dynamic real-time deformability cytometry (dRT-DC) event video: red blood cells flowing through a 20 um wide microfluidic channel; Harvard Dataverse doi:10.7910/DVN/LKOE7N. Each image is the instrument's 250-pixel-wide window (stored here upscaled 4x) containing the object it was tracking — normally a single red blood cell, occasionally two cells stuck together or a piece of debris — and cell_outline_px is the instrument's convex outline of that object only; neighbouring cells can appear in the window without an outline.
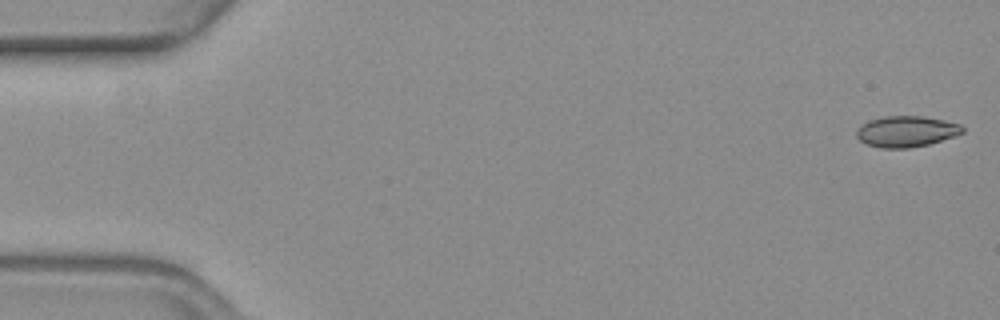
{"species": "common noctule bat (a hibernating species)", "species_latin": "Nyctalus noctula", "temperature_condition": "warm", "stored_images_in_passage": 56, "camera_frame_rate_fps": 3000, "um_per_image_px": 0.085, "animal": {"sex": "female", "body_mass_g": 19.3, "forearm_length_mm": 54.1}, "frame": {"image": 1, "passage_image": 1, "time_ms": 0.0, "image_size_px": [1000, 320], "cell_outline_px": [[964, 132], [928, 144], [908, 148], [880, 148], [868, 144], [860, 140], [856, 136], [856, 128], [860, 124], [868, 120], [884, 116], [924, 116], [944, 120], [960, 124], [964, 128]], "centroid_in_image_um": [76.99, 11.16], "position_along_channel_um": 8.0, "area_um2": 19.13}}
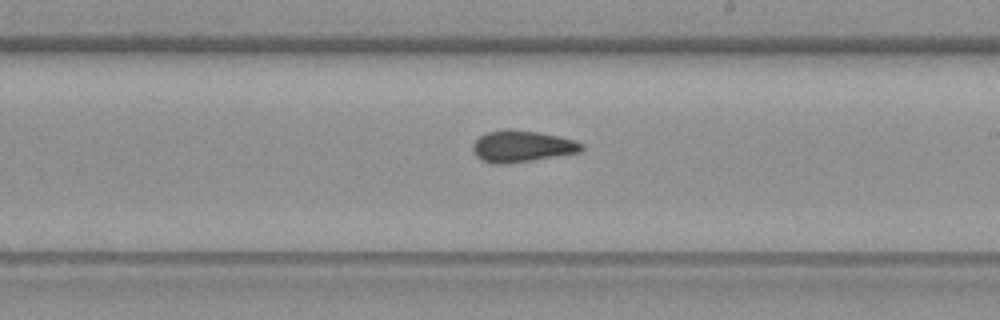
{"frame": {"image": 2, "passage_image": 32, "time_ms": 10.333, "image_size_px": [1000, 320], "cell_outline_px": [[584, 148], [580, 152], [532, 160], [504, 164], [496, 164], [480, 160], [476, 156], [472, 148], [472, 144], [480, 136], [488, 132], [508, 128], [512, 128], [536, 132], [556, 136], [572, 140], [584, 144]], "centroid_in_image_um": [44.33, 12.43], "position_along_channel_um": 244.7, "area_um2": 19.88}}
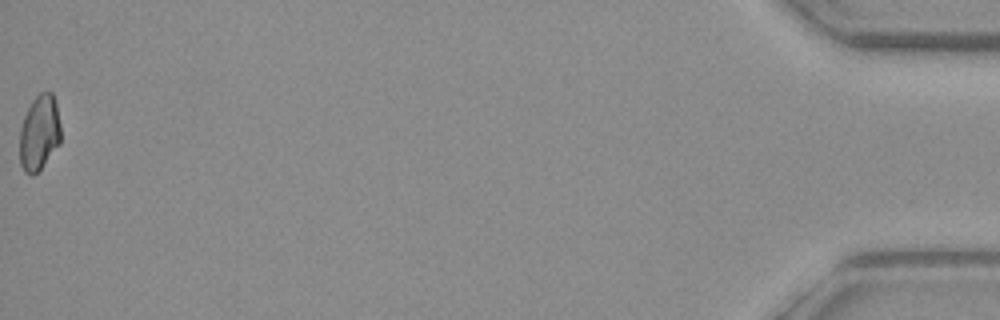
{"frame": {"image": 3, "passage_image": 56, "time_ms": 18.333, "image_size_px": [1000, 320], "cell_outline_px": [[60, 144], [40, 168], [32, 176], [24, 172], [20, 164], [20, 128], [24, 116], [32, 100], [40, 92], [52, 92], [56, 100], [60, 124]], "centroid_in_image_um": [3.34, 11.27], "position_along_channel_um": 431.9, "area_um2": 18.09}, "authors_computed_cell_mechanics": {"area_um2": 19.3052, "velocity_mm_per_s": 3.6735, "shape_relaxation_time_tau1_ms": null, "shape_relaxation_time_tau2_ms": 2.5127, "deformation_change_tau1": null, "deformation_change_tau2": 0.0789}}